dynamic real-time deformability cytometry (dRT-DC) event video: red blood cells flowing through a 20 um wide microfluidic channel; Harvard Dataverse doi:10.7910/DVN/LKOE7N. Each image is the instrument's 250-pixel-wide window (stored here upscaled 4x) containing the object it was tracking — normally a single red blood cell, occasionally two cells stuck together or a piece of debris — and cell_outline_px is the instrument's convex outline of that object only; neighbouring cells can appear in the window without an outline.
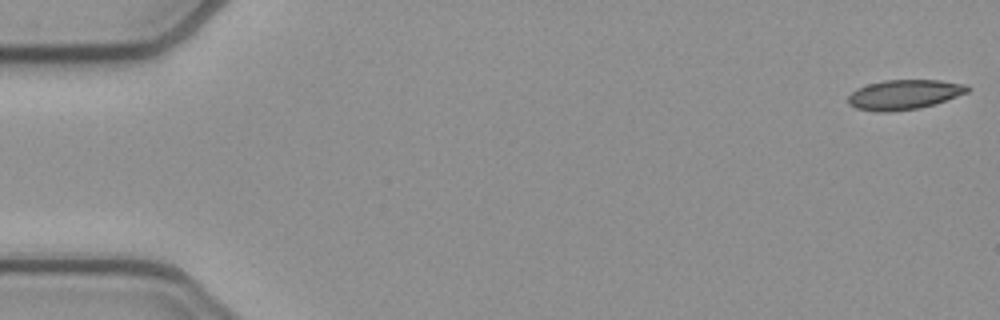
{"species": "common noctule bat (a hibernating species)", "species_latin": "Nyctalus noctula", "temperature_condition": "cold", "stored_images_in_passage": 52, "camera_frame_rate_fps": 3000, "um_per_image_px": 0.085, "animal": {"sex": "female", "body_mass_g": 21.9}, "frame": {"image": 1, "passage_image": 1, "time_ms": 0.0, "image_size_px": [1000, 320], "cell_outline_px": [[972, 88], [968, 92], [920, 108], [888, 112], [876, 112], [856, 108], [848, 104], [848, 96], [856, 88], [868, 84], [884, 80], [940, 80], [968, 84]], "centroid_in_image_um": [76.84, 8.03], "position_along_channel_um": 8.2, "area_um2": 20.75}}
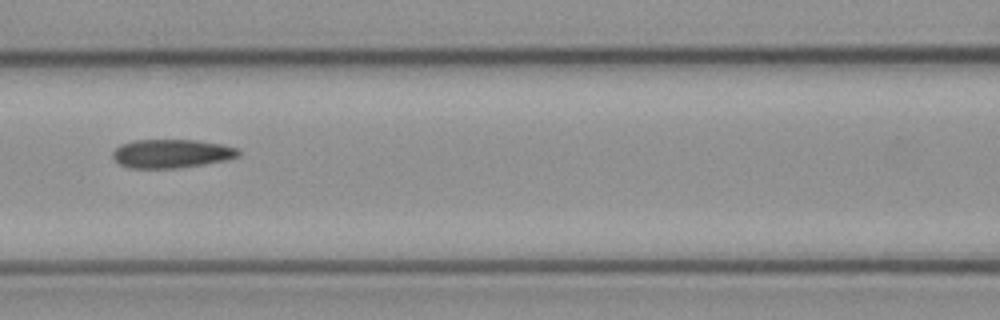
{"frame": {"image": 2, "passage_image": 23, "time_ms": 7.333, "image_size_px": [1000, 320], "cell_outline_px": [[240, 156], [228, 160], [180, 168], [128, 168], [120, 164], [112, 156], [112, 152], [120, 144], [132, 140], [196, 140], [220, 144], [236, 148], [240, 152]], "centroid_in_image_um": [14.57, 13.06], "position_along_channel_um": 152.0, "area_um2": 21.1}}
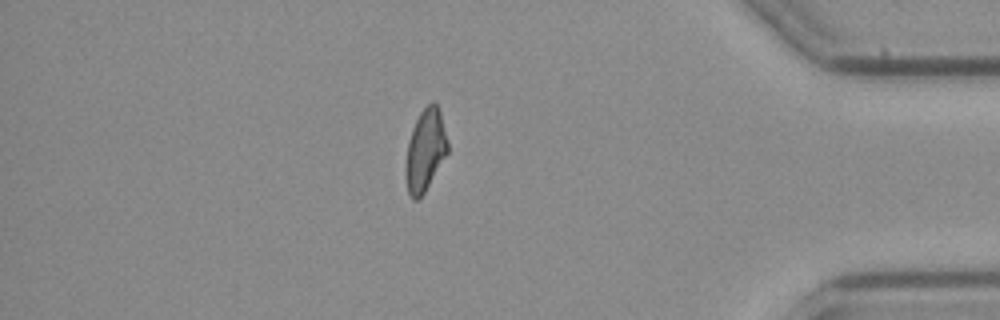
{"frame": {"image": 3, "passage_image": 45, "time_ms": 14.667, "image_size_px": [1000, 320], "cell_outline_px": [[448, 152], [424, 192], [416, 200], [412, 200], [408, 192], [404, 172], [404, 164], [408, 140], [412, 128], [420, 112], [432, 100], [440, 108], [448, 144]], "centroid_in_image_um": [36.12, 12.75], "position_along_channel_um": 399.1, "area_um2": 20.17}, "authors_computed_cell_mechanics": {"area_um2": 21.0392, "velocity_mm_per_s": 3.8884, "shape_relaxation_time_tau1_ms": null, "shape_relaxation_time_tau2_ms": 3.6161, "deformation_change_tau1": null, "deformation_change_tau2": 0.1144}}